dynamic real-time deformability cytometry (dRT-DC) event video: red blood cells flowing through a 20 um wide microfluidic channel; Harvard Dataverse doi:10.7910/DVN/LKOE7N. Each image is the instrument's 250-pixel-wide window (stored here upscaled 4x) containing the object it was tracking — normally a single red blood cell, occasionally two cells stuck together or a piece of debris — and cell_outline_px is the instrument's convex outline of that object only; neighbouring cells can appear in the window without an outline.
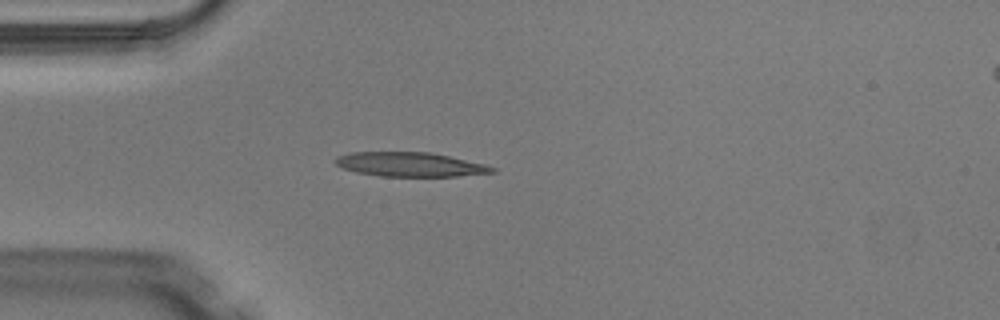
{"species": "Egyptian fruit bat (a non-hibernating species)", "species_latin": "Rousettus aegyptiacus", "temperature_condition": "warm", "stored_images_in_passage": 3, "camera_frame_rate_fps": 3000, "um_per_image_px": 0.085, "animal": {"sex": "male"}, "frame": {"image": 1, "passage_image": 3, "time_ms": 0.667, "image_size_px": [1000, 320], "cell_outline_px": [[496, 172], [456, 176], [380, 176], [356, 172], [344, 168], [336, 164], [336, 156], [352, 152], [432, 152], [484, 164], [496, 168]], "centroid_in_image_um": [34.86, 13.97], "position_along_channel_um": 50.1, "area_um2": 22.02}}